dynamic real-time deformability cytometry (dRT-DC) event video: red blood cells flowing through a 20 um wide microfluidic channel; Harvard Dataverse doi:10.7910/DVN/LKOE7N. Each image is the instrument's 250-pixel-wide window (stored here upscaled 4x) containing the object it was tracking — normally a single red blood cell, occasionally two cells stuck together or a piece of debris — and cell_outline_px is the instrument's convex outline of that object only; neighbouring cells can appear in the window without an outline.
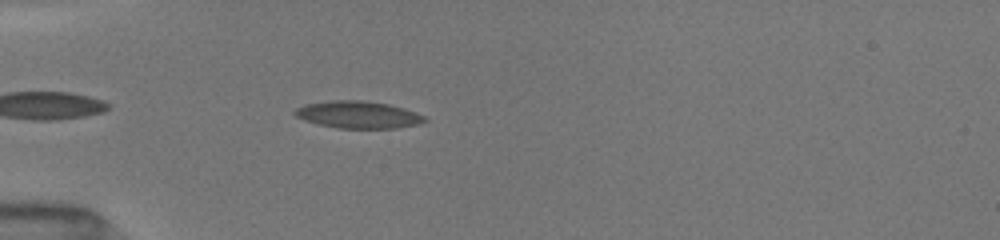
{"species": "common noctule bat (a hibernating species)", "species_latin": "Nyctalus noctula", "temperature_condition": "room temperature", "stored_images_in_passage": 4, "camera_frame_rate_fps": 3000, "um_per_image_px": 0.085, "animal": {"sex": "female", "body_mass_g": 19.5, "forearm_length_mm": 54.1}, "frame": {"image": 1, "passage_image": 2, "time_ms": 0.667, "image_size_px": [1000, 240], "cell_outline_px": [[428, 120], [416, 124], [396, 128], [336, 128], [304, 120], [296, 116], [292, 112], [296, 108], [304, 104], [332, 100], [360, 100], [388, 104], [404, 108], [424, 116]], "centroid_in_image_um": [30.4, 9.74], "position_along_channel_um": 54.6, "area_um2": 20.4}}